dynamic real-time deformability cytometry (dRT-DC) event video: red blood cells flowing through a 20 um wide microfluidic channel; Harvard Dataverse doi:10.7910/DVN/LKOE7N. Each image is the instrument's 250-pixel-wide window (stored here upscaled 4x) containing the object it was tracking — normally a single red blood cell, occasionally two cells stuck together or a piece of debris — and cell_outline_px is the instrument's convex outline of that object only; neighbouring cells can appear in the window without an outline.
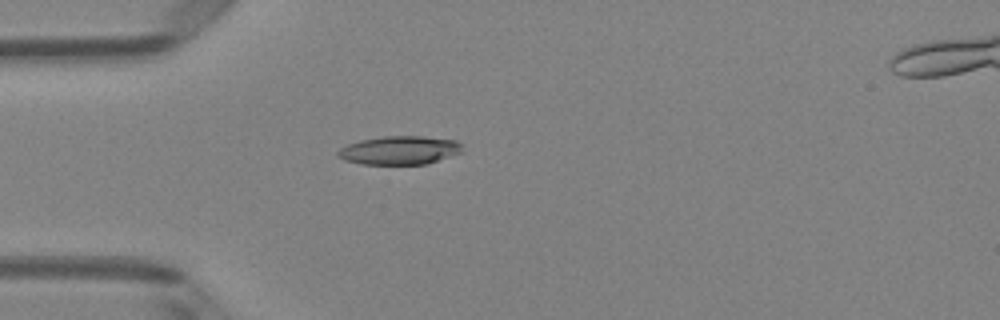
{"species": "Egyptian fruit bat (a non-hibernating species)", "species_latin": "Rousettus aegyptiacus", "temperature_condition": "room temperature", "stored_images_in_passage": 40, "camera_frame_rate_fps": 3000, "um_per_image_px": 0.085, "animal": {"sex": "female"}, "frame": {"image": 1, "passage_image": 4, "time_ms": 1.0, "image_size_px": [1000, 320], "cell_outline_px": [[460, 152], [428, 164], [360, 164], [344, 160], [336, 156], [336, 152], [340, 148], [348, 144], [360, 140], [384, 136], [424, 136], [456, 140], [460, 144]], "centroid_in_image_um": [33.9, 12.77], "position_along_channel_um": 51.1, "area_um2": 20.63}}
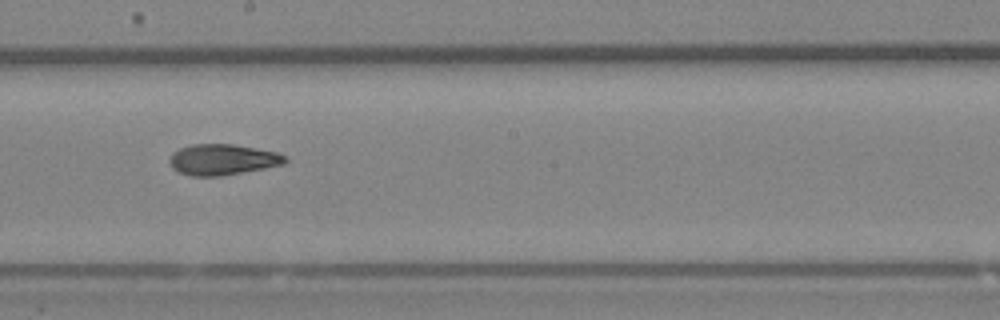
{"frame": {"image": 2, "passage_image": 18, "time_ms": 5.667, "image_size_px": [1000, 320], "cell_outline_px": [[288, 160], [284, 164], [264, 168], [220, 176], [192, 176], [180, 172], [172, 168], [168, 160], [172, 152], [180, 148], [192, 144], [232, 144], [276, 152], [284, 156]], "centroid_in_image_um": [18.88, 13.56], "position_along_channel_um": 229.3, "area_um2": 20.63}}
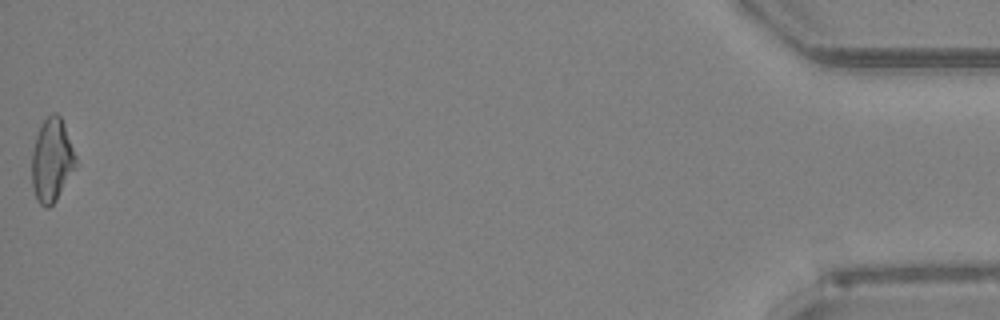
{"frame": {"image": 3, "passage_image": 40, "time_ms": 13.0, "image_size_px": [1000, 320], "cell_outline_px": [[76, 164], [56, 200], [48, 208], [44, 208], [36, 200], [32, 184], [32, 152], [36, 136], [40, 124], [52, 112], [56, 112], [60, 116], [64, 124], [76, 156]], "centroid_in_image_um": [4.38, 13.6], "position_along_channel_um": 430.8, "area_um2": 21.15}, "authors_computed_cell_mechanics": {"area_um2": 20.7791, "velocity_mm_per_s": 4.0601, "shape_relaxation_time_tau1_ms": null, "shape_relaxation_time_tau2_ms": 3.6897, "deformation_change_tau1": null, "deformation_change_tau2": 0.1212}}